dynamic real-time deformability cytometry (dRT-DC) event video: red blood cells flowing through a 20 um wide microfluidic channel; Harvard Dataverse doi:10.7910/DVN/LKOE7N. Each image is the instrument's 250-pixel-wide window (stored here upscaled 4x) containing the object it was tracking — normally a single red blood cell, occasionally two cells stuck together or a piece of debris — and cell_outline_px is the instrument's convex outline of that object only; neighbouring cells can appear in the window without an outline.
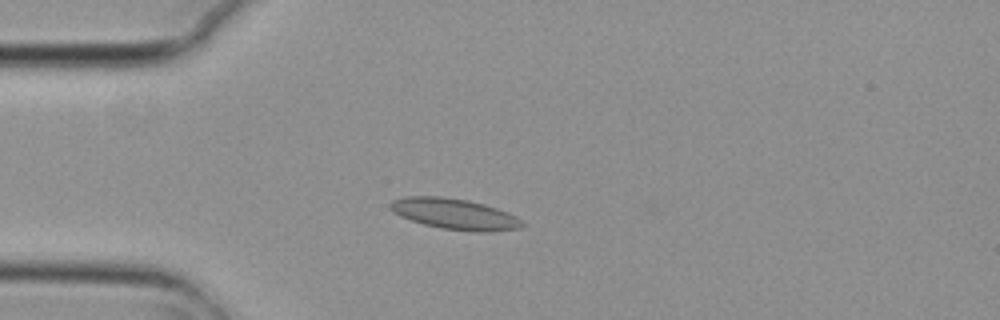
{"species": "common noctule bat (a hibernating species)", "species_latin": "Nyctalus noctula", "temperature_condition": "cold", "stored_images_in_passage": 3, "camera_frame_rate_fps": 3000, "um_per_image_px": 0.085, "animal": {"sex": "female", "body_mass_g": 29.2, "forearm_length_mm": 56.3}, "frame": {"image": 1, "passage_image": 3, "time_ms": 0.667, "image_size_px": [1000, 320], "cell_outline_px": [[524, 224], [520, 228], [488, 232], [472, 232], [440, 228], [424, 224], [400, 216], [392, 212], [388, 208], [388, 204], [392, 200], [404, 196], [440, 196], [468, 200], [484, 204], [508, 212], [516, 216]], "centroid_in_image_um": [38.6, 18.18], "position_along_channel_um": 46.4, "area_um2": 23.87}}